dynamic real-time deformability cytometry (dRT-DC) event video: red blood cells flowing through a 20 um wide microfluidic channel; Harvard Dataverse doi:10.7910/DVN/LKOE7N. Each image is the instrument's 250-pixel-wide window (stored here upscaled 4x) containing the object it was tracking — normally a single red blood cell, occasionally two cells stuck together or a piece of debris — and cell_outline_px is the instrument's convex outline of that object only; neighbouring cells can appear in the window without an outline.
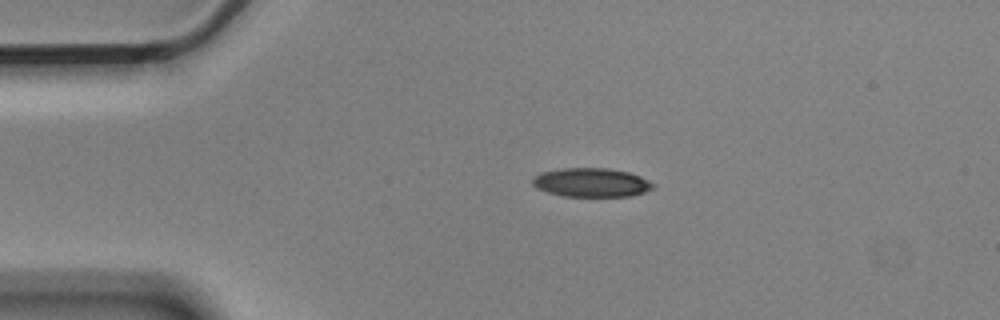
{"species": "Egyptian fruit bat (a non-hibernating species)", "species_latin": "Rousettus aegyptiacus", "temperature_condition": "cold", "stored_images_in_passage": 2, "camera_frame_rate_fps": 3000, "um_per_image_px": 0.085, "animal": {"sex": "male"}, "frame": {"image": 1, "passage_image": 1, "time_ms": 0.0, "image_size_px": [1000, 320], "cell_outline_px": [[656, 184], [652, 188], [644, 192], [632, 196], [564, 196], [548, 192], [536, 188], [532, 184], [532, 180], [540, 172], [564, 168], [608, 168], [628, 172], [640, 176]], "centroid_in_image_um": [50.27, 15.51], "position_along_channel_um": 34.7, "area_um2": 20.23}}